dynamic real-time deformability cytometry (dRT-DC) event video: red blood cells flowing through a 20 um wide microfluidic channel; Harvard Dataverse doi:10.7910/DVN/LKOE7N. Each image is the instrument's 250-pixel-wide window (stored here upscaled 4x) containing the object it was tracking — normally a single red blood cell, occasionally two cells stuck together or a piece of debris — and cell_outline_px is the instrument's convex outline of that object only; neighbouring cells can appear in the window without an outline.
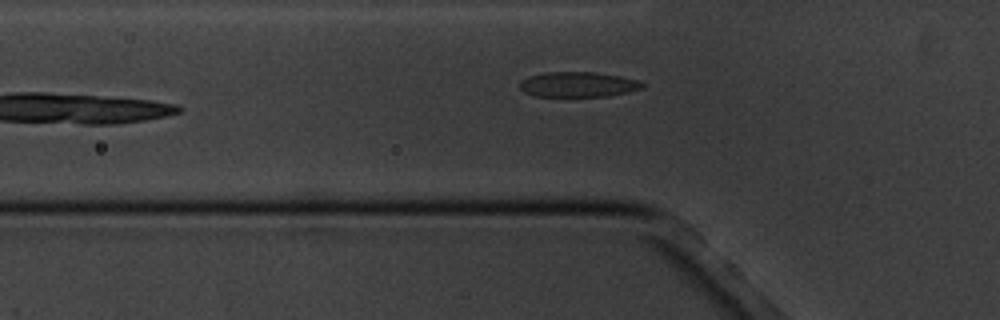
{"species": "common noctule bat (a hibernating species)", "species_latin": "Nyctalus noctula", "temperature_condition": "cold", "stored_images_in_passage": 16, "camera_frame_rate_fps": 3000, "um_per_image_px": 0.085, "animal": {"sex": "male", "body_mass_g": 20.1, "forearm_length_mm": 53.5}, "frame": {"image": 1, "passage_image": 5, "time_ms": 5.0, "image_size_px": [1000, 320], "cell_outline_px": [[644, 88], [628, 92], [608, 96], [536, 96], [524, 92], [520, 88], [520, 80], [528, 76], [544, 72], [596, 72], [620, 76], [636, 80], [644, 84]], "centroid_in_image_um": [49.12, 7.17], "position_along_channel_um": 76.7, "area_um2": 17.98}}
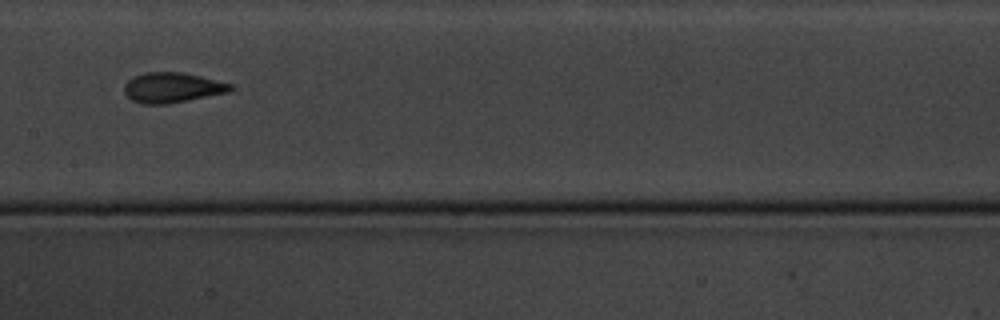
{"frame": {"image": 2, "passage_image": 8, "time_ms": 8.333, "image_size_px": [1000, 320], "cell_outline_px": [[236, 88], [228, 92], [168, 104], [140, 104], [132, 100], [124, 92], [124, 84], [132, 76], [144, 72], [184, 72], [236, 84]], "centroid_in_image_um": [14.67, 7.43], "position_along_channel_um": 192.7, "area_um2": 19.02}}
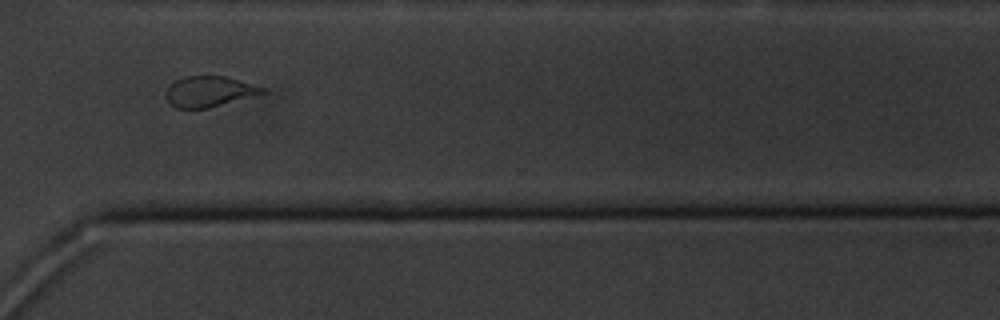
{"frame": {"image": 3, "passage_image": 12, "time_ms": 13.0, "image_size_px": [1000, 320], "cell_outline_px": [[268, 92], [208, 108], [176, 108], [168, 100], [164, 92], [176, 80], [184, 76], [228, 76], [264, 88]], "centroid_in_image_um": [17.79, 7.77], "position_along_channel_um": 352.8, "area_um2": 17.05}, "authors_computed_cell_mechanics": {"area_um2": 22.0796, "velocity_mm_per_s": 3.4318, "shape_relaxation_time_tau1_ms": 3.0713, "shape_relaxation_time_tau2_ms": 2.2113, "deformation_change_tau1": 0.2159, "deformation_change_tau2": 0.0911}}